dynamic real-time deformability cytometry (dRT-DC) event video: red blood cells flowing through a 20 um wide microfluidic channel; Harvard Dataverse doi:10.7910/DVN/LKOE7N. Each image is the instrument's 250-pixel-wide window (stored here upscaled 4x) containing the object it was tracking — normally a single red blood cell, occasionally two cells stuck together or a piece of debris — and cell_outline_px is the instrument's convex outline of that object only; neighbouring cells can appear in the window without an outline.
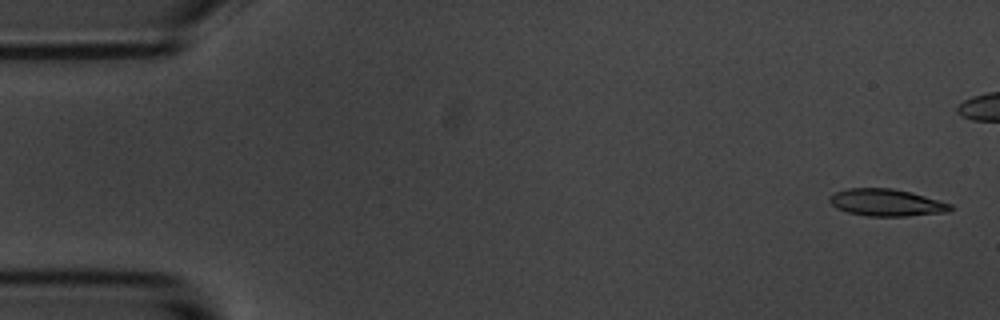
{"species": "common noctule bat (a hibernating species)", "species_latin": "Nyctalus noctula", "temperature_condition": "room temperature", "stored_images_in_passage": 6, "camera_frame_rate_fps": 3000, "um_per_image_px": 0.085, "animal": {"sex": "male", "body_mass_g": 20.1, "forearm_length_mm": 53.5}, "frame": {"image": 1, "passage_image": 1, "time_ms": 0.0, "image_size_px": [1000, 320], "cell_outline_px": [[956, 208], [948, 212], [908, 216], [868, 216], [848, 212], [836, 208], [828, 200], [828, 196], [836, 192], [848, 188], [892, 188], [912, 192], [952, 204]], "centroid_in_image_um": [75.38, 17.22], "position_along_channel_um": 9.6, "area_um2": 19.25}}